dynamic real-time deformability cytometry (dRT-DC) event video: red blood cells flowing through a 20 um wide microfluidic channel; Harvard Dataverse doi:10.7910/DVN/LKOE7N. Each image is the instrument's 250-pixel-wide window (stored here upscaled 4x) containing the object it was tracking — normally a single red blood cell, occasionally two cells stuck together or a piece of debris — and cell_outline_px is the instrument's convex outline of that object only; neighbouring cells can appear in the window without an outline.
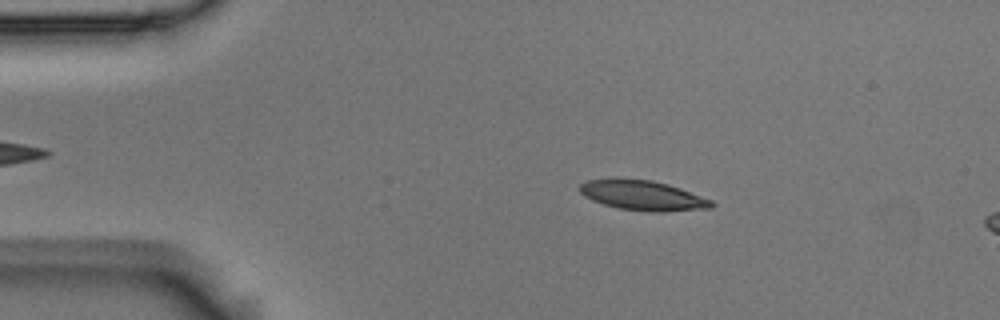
{"species": "Egyptian fruit bat (a non-hibernating species)", "species_latin": "Rousettus aegyptiacus", "temperature_condition": "room temperature", "stored_images_in_passage": 15, "camera_frame_rate_fps": 3000, "um_per_image_px": 0.085, "animal": {"sex": "male"}, "frame": {"image": 1, "passage_image": 9, "time_ms": 2.667, "image_size_px": [1000, 320], "cell_outline_px": [[716, 204], [712, 208], [664, 212], [652, 212], [620, 208], [604, 204], [592, 200], [584, 196], [580, 192], [580, 184], [588, 180], [616, 176], [652, 180], [668, 184], [680, 188], [712, 200]], "centroid_in_image_um": [54.62, 16.58], "position_along_channel_um": 30.4, "area_um2": 23.41}}